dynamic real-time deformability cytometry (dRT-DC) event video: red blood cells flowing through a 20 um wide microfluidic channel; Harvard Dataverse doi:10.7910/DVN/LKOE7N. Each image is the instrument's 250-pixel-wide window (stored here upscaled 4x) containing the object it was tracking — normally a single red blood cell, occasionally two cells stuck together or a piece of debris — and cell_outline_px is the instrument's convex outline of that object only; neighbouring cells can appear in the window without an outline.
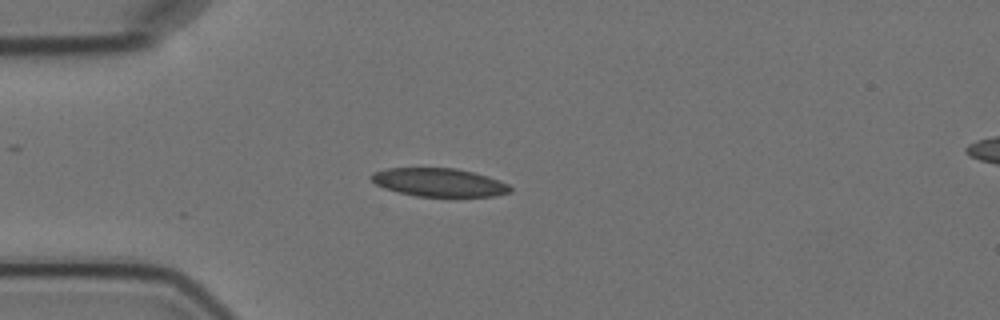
{"species": "Egyptian fruit bat (a non-hibernating species)", "species_latin": "Rousettus aegyptiacus", "temperature_condition": "cold", "stored_images_in_passage": 5, "camera_frame_rate_fps": 3000, "um_per_image_px": 0.085, "animal": {"sex": "female"}, "frame": {"image": 1, "passage_image": 3, "time_ms": 2.333, "image_size_px": [1000, 320], "cell_outline_px": [[512, 192], [496, 196], [416, 196], [396, 192], [384, 188], [376, 184], [368, 176], [372, 172], [388, 168], [456, 168], [488, 176], [508, 184], [512, 188]], "centroid_in_image_um": [37.3, 15.5], "position_along_channel_um": 47.7, "area_um2": 23.0}}
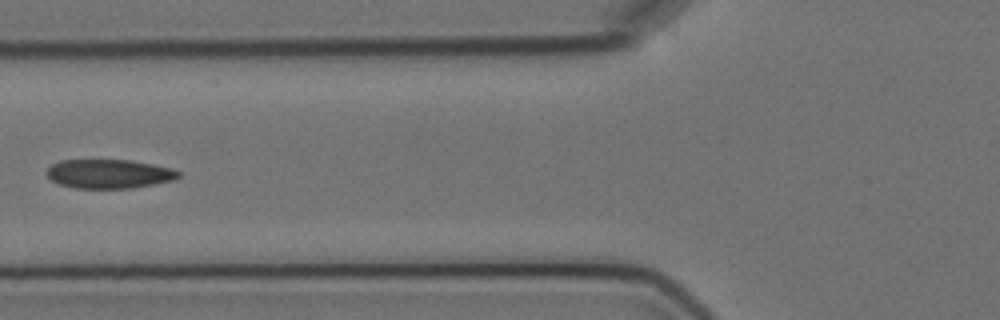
{"frame": {"image": 2, "passage_image": 5, "time_ms": 4.667, "image_size_px": [1000, 320], "cell_outline_px": [[180, 176], [172, 180], [132, 188], [76, 188], [60, 184], [52, 180], [44, 172], [52, 164], [60, 160], [132, 160], [172, 168], [180, 172]], "centroid_in_image_um": [9.25, 14.77], "position_along_channel_um": 116.6, "area_um2": 22.2}}